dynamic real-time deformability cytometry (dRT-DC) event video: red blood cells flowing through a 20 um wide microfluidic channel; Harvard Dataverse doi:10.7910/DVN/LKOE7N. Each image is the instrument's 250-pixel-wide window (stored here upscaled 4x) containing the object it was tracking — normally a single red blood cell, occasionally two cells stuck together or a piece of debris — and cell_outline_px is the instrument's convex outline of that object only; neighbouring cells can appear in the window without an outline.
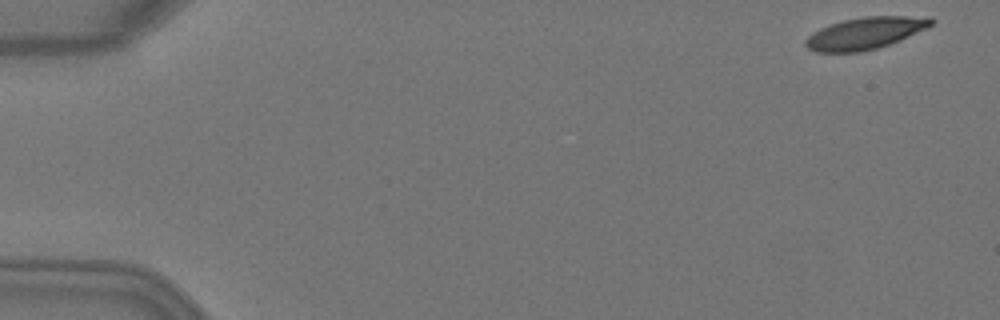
{"species": "Egyptian fruit bat (a non-hibernating species)", "species_latin": "Rousettus aegyptiacus", "temperature_condition": "warm", "stored_images_in_passage": 6, "camera_frame_rate_fps": 3000, "um_per_image_px": 0.085, "animal": {"sex": "female"}, "frame": {"image": 1, "passage_image": 1, "time_ms": 0.0, "image_size_px": [1000, 320], "cell_outline_px": [[936, 20], [928, 28], [900, 40], [876, 48], [860, 52], [816, 52], [808, 48], [804, 44], [804, 40], [808, 36], [820, 28], [844, 20], [864, 16], [932, 16]], "centroid_in_image_um": [73.59, 2.81], "position_along_channel_um": 11.4, "area_um2": 23.41}}